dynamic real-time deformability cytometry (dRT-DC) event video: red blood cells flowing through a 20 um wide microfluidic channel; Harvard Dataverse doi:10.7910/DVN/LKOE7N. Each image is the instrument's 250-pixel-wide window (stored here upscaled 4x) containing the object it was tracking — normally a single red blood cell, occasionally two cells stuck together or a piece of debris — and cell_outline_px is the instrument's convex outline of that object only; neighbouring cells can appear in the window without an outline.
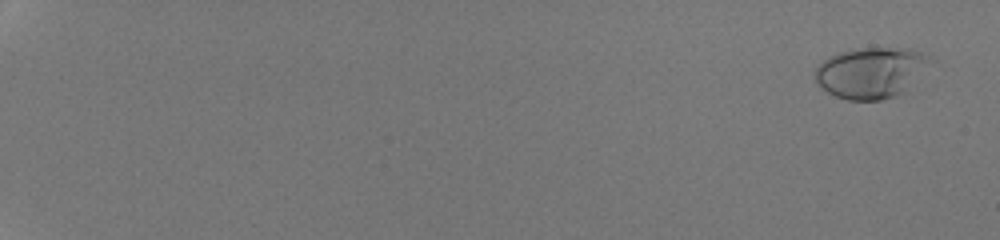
{"species": "human", "species_latin": "Homo sapiens", "temperature_condition": "room temperature", "stored_images_in_passage": 54, "camera_frame_rate_fps": 3000, "um_per_image_px": 0.085, "donor": {"sex": "male"}, "frame": {"image": 1, "passage_image": 3, "time_ms": 0.667, "image_size_px": [1000, 240], "cell_outline_px": [[928, 56], [904, 92], [880, 100], [848, 100], [836, 96], [828, 92], [816, 84], [816, 68], [824, 60], [840, 52], [856, 48], [912, 48]], "centroid_in_image_um": [73.9, 6.17], "position_along_channel_um": 11.1, "area_um2": 32.77}}
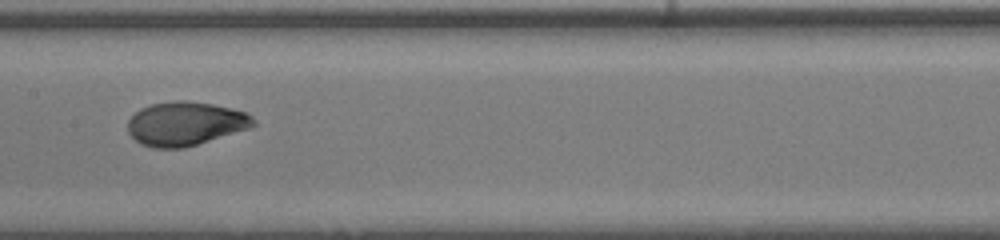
{"frame": {"image": 2, "passage_image": 33, "time_ms": 10.667, "image_size_px": [1000, 240], "cell_outline_px": [[256, 124], [248, 128], [184, 148], [152, 148], [140, 144], [128, 132], [128, 120], [140, 108], [152, 104], [176, 100], [184, 100], [212, 104], [232, 108], [244, 112], [252, 116], [256, 120]], "centroid_in_image_um": [15.74, 10.51], "position_along_channel_um": 191.7, "area_um2": 31.91}}
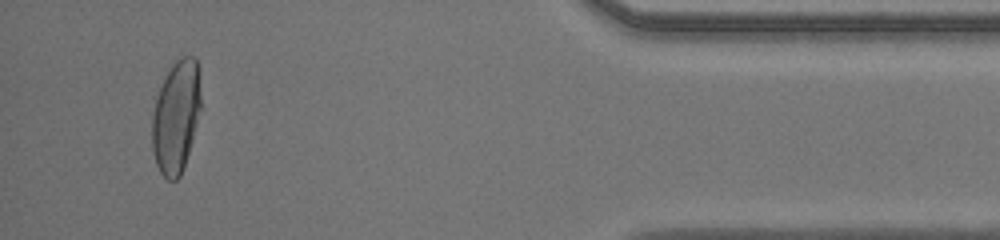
{"frame": {"image": 3, "passage_image": 52, "time_ms": 17.0, "image_size_px": [1000, 240], "cell_outline_px": [[200, 108], [192, 140], [184, 168], [180, 176], [176, 180], [168, 180], [160, 172], [156, 164], [152, 148], [152, 116], [156, 100], [160, 88], [168, 68], [180, 56], [196, 56], [200, 68]], "centroid_in_image_um": [14.97, 9.87], "position_along_channel_um": 420.2, "area_um2": 32.14}, "authors_computed_cell_mechanics": {"area_um2": 31.8478, "velocity_mm_per_s": 4.2711, "shape_relaxation_time_tau1_ms": 3.443, "shape_relaxation_time_tau2_ms": null, "deformation_change_tau1": 0.1811, "deformation_change_tau2": null}}